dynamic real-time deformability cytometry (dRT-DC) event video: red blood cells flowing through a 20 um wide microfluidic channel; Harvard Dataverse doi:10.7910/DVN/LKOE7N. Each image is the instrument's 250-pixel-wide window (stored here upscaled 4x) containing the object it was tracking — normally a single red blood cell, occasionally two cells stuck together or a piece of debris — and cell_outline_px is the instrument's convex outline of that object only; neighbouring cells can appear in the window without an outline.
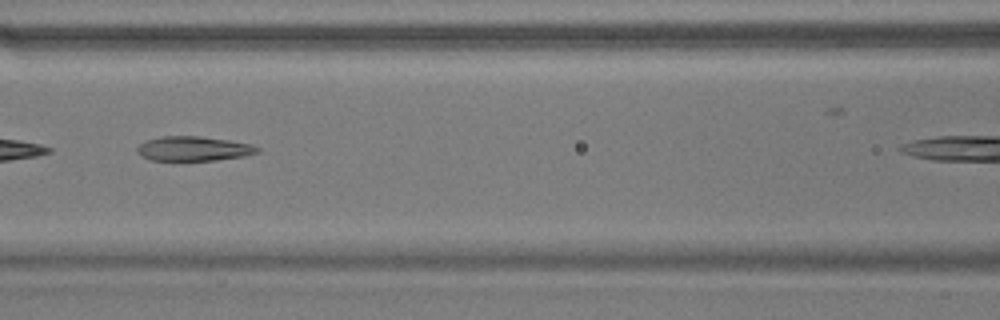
{"species": "common noctule bat (a hibernating species)", "species_latin": "Nyctalus noctula", "temperature_condition": "warm", "stored_images_in_passage": 24, "camera_frame_rate_fps": 3000, "um_per_image_px": 0.085, "animal": {"sex": "male", "body_mass_g": 17.9}, "frame": {"image": 1, "passage_image": 8, "time_ms": 2.333, "image_size_px": [1000, 320], "cell_outline_px": [[260, 152], [244, 156], [216, 160], [152, 160], [140, 156], [136, 152], [136, 148], [140, 144], [148, 140], [160, 136], [200, 136], [228, 140], [252, 144], [260, 148]], "centroid_in_image_um": [16.46, 12.63], "position_along_channel_um": 150.1, "area_um2": 17.22}}